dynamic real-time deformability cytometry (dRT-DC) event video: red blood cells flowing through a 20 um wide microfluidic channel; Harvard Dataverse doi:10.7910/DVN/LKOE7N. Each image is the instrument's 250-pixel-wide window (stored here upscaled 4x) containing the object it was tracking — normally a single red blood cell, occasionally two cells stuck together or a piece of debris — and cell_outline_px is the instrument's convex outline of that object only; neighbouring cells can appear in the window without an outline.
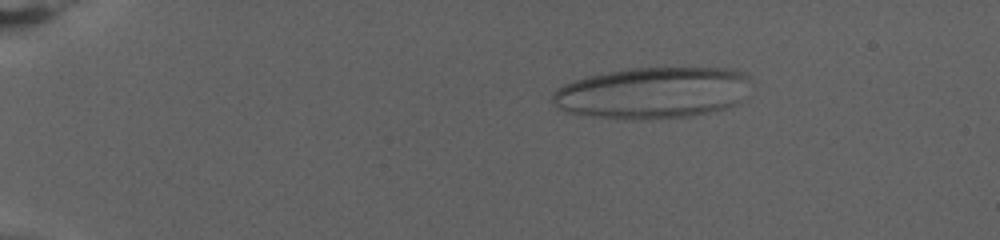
{"species": "human", "species_latin": "Homo sapiens", "temperature_condition": "warm", "stored_images_in_passage": 79, "camera_frame_rate_fps": 3000, "um_per_image_px": 0.085, "donor": {"sex": "female"}, "frame": {"image": 1, "passage_image": 15, "time_ms": 4.667, "image_size_px": [1000, 240], "cell_outline_px": [[748, 96], [744, 100], [724, 108], [708, 112], [688, 116], [652, 120], [632, 120], [592, 116], [572, 112], [556, 108], [552, 100], [552, 96], [556, 88], [564, 84], [588, 76], [628, 68], [728, 68], [740, 72], [748, 76]], "centroid_in_image_um": [55.49, 7.9], "position_along_channel_um": 29.5, "area_um2": 59.59}}
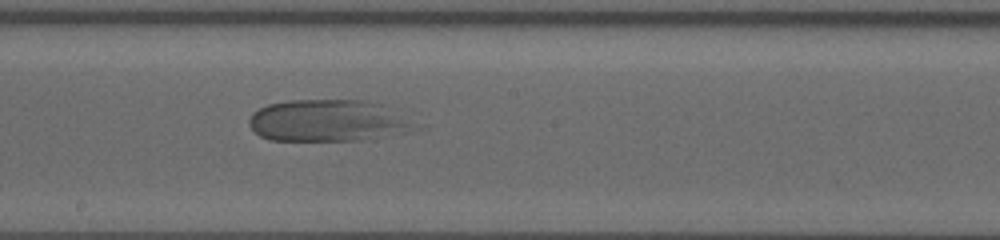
{"frame": {"image": 2, "passage_image": 47, "time_ms": 15.333, "image_size_px": [1000, 240], "cell_outline_px": [[420, 128], [404, 132], [360, 140], [272, 140], [260, 136], [248, 124], [248, 120], [252, 112], [268, 104], [288, 100], [364, 100], [384, 104]], "centroid_in_image_um": [27.82, 10.24], "position_along_channel_um": 220.4, "area_um2": 40.11}}
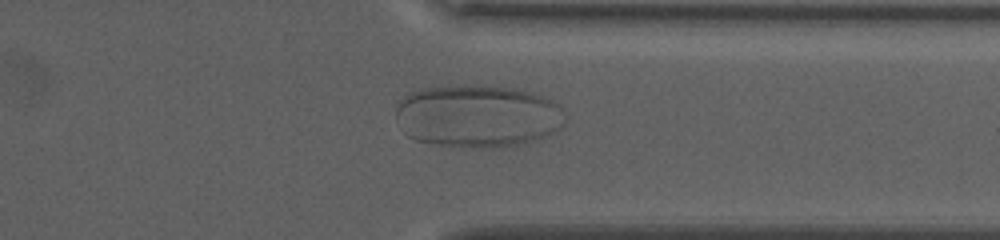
{"frame": {"image": 3, "passage_image": 64, "time_ms": 21.0, "image_size_px": [1000, 240], "cell_outline_px": [[564, 124], [560, 128], [552, 132], [516, 144], [492, 148], [472, 148], [440, 144], [416, 140], [408, 136], [404, 132], [396, 120], [396, 104], [404, 96], [412, 92], [424, 88], [512, 88], [528, 92], [552, 100], [564, 108]], "centroid_in_image_um": [40.57, 9.9], "position_along_channel_um": 370.8, "area_um2": 60.23}}